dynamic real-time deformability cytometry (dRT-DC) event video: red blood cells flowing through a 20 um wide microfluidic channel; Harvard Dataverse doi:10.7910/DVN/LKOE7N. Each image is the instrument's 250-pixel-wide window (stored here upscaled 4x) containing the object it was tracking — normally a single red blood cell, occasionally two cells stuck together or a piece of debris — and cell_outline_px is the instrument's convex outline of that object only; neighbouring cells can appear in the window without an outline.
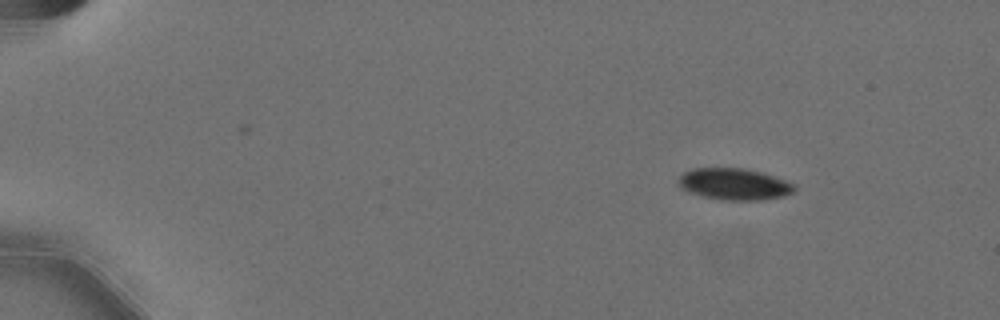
{"species": "Egyptian fruit bat (a non-hibernating species)", "species_latin": "Rousettus aegyptiacus", "temperature_condition": "cold", "stored_images_in_passage": 51, "camera_frame_rate_fps": 3000, "um_per_image_px": 0.085, "animal": {"sex": "female"}, "frame": {"image": 1, "passage_image": 1, "time_ms": 0.0, "image_size_px": [1000, 320], "cell_outline_px": [[796, 188], [792, 192], [784, 196], [760, 200], [720, 200], [688, 192], [680, 188], [680, 176], [684, 172], [692, 168], [744, 168], [760, 172], [784, 180], [792, 184]], "centroid_in_image_um": [62.38, 15.65], "position_along_channel_um": 22.6, "area_um2": 21.1}}
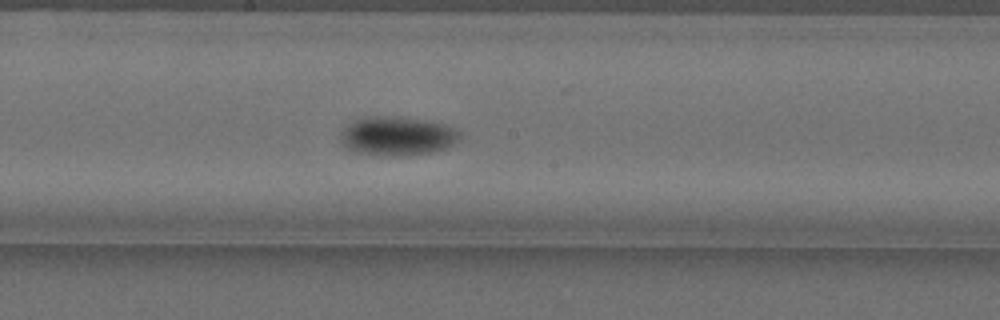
{"frame": {"image": 2, "passage_image": 26, "time_ms": 8.333, "image_size_px": [1000, 320], "cell_outline_px": [[460, 140], [448, 148], [432, 152], [396, 156], [384, 156], [356, 152], [344, 148], [340, 140], [340, 132], [352, 120], [368, 116], [400, 116], [424, 120], [444, 124], [456, 128], [460, 132]], "centroid_in_image_um": [33.75, 11.56], "position_along_channel_um": 214.4, "area_um2": 27.57}}
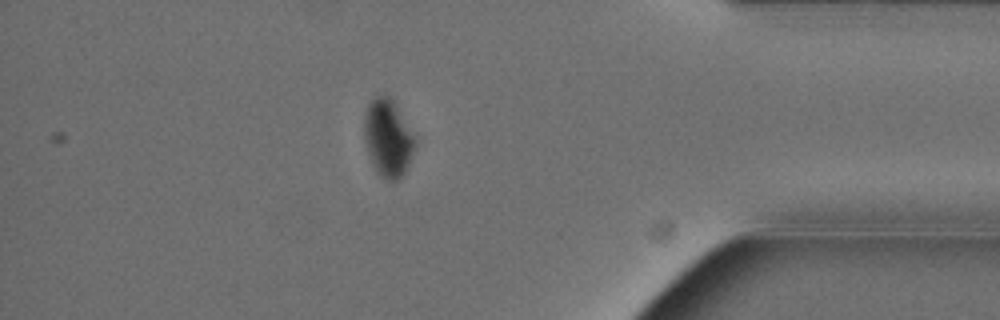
{"frame": {"image": 3, "passage_image": 44, "time_ms": 14.333, "image_size_px": [1000, 320], "cell_outline_px": [[416, 144], [408, 168], [396, 180], [384, 180], [376, 172], [372, 164], [364, 140], [364, 112], [368, 104], [376, 96], [388, 96], [392, 100], [416, 140]], "centroid_in_image_um": [32.95, 11.77], "position_along_channel_um": 402.2, "area_um2": 22.66}, "authors_computed_cell_mechanics": {"area_um2": 23.9292, "velocity_mm_per_s": 3.5781, "shape_relaxation_time_tau1_ms": 3.54, "shape_relaxation_time_tau2_ms": null, "deformation_change_tau1": 0.0737, "deformation_change_tau2": null}}